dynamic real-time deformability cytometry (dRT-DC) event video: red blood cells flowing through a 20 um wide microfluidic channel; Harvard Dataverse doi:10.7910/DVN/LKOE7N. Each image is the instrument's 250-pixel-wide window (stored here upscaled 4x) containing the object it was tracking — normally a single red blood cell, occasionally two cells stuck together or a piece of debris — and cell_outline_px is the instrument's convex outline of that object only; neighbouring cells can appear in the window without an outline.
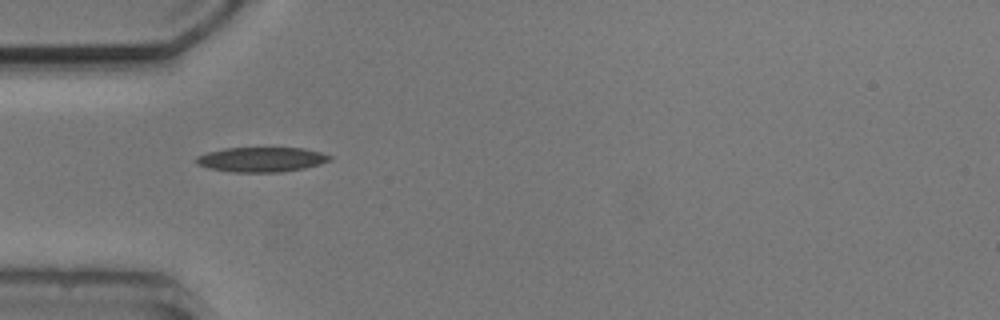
{"species": "common noctule bat (a hibernating species)", "species_latin": "Nyctalus noctula", "temperature_condition": "cold", "stored_images_in_passage": 2, "camera_frame_rate_fps": 3000, "um_per_image_px": 0.085, "animal": {"sex": "male", "body_mass_g": 20.5, "forearm_length_mm": 52.5}, "frame": {"image": 1, "passage_image": 1, "time_ms": 0.0, "image_size_px": [1000, 320], "cell_outline_px": [[332, 160], [320, 164], [304, 168], [280, 172], [232, 172], [208, 168], [196, 164], [192, 160], [196, 156], [208, 152], [224, 148], [304, 148], [320, 152], [332, 156]], "centroid_in_image_um": [22.19, 13.56], "position_along_channel_um": 62.8, "area_um2": 19.42}}